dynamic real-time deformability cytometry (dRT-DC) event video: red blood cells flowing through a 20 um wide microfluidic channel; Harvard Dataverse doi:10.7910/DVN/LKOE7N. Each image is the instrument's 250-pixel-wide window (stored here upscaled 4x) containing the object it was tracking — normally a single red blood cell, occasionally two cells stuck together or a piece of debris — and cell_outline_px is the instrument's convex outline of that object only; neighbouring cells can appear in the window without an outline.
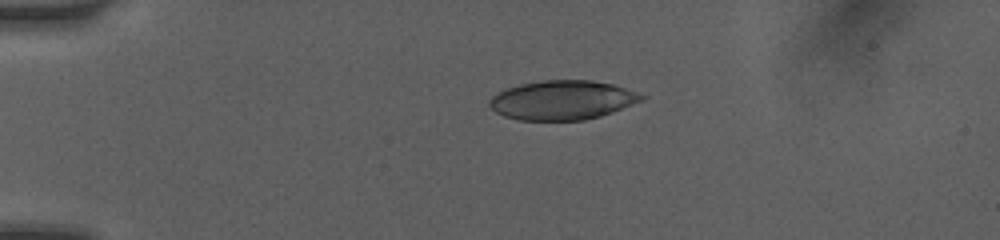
{"species": "human", "species_latin": "Homo sapiens", "temperature_condition": "room temperature", "stored_images_in_passage": 2, "camera_frame_rate_fps": 3000, "um_per_image_px": 0.085, "donor": {"sex": "female"}, "frame": {"image": 1, "passage_image": 1, "time_ms": 0.0, "image_size_px": [1000, 240], "cell_outline_px": [[648, 96], [644, 100], [600, 116], [584, 120], [520, 120], [504, 116], [496, 112], [488, 104], [488, 100], [496, 92], [504, 88], [520, 84], [544, 80], [592, 80], [612, 84]], "centroid_in_image_um": [47.77, 8.5], "position_along_channel_um": 37.2, "area_um2": 34.85}}